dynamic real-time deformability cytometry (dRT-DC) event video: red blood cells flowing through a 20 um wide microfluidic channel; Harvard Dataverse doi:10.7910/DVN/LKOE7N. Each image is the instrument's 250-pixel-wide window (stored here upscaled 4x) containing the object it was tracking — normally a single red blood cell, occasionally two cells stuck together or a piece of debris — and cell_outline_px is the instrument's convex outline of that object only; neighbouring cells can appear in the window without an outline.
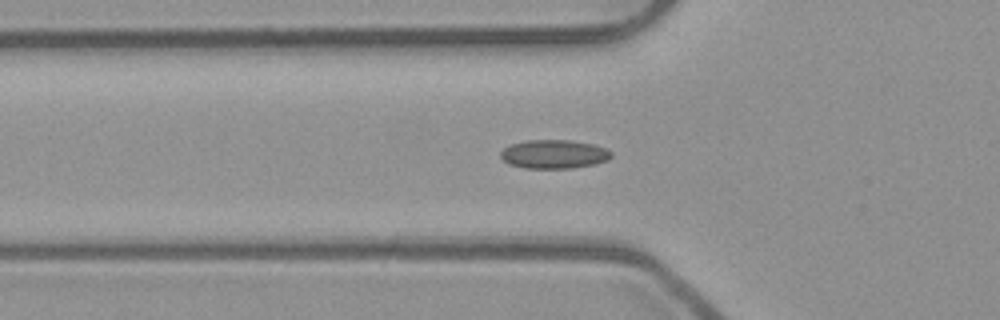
{"species": "common noctule bat (a hibernating species)", "species_latin": "Nyctalus noctula", "temperature_condition": "room temperature", "stored_images_in_passage": 37, "camera_frame_rate_fps": 3000, "um_per_image_px": 0.085, "animal": {"sex": "male", "body_mass_g": 23.1, "forearm_length_mm": 52.7}, "frame": {"image": 1, "passage_image": 3, "time_ms": 0.667, "image_size_px": [1000, 320], "cell_outline_px": [[612, 156], [608, 160], [596, 164], [572, 168], [524, 168], [508, 164], [500, 156], [500, 152], [508, 144], [528, 140], [568, 140], [592, 144], [604, 148], [612, 152]], "centroid_in_image_um": [47.07, 13.11], "position_along_channel_um": 78.7, "area_um2": 18.61}}
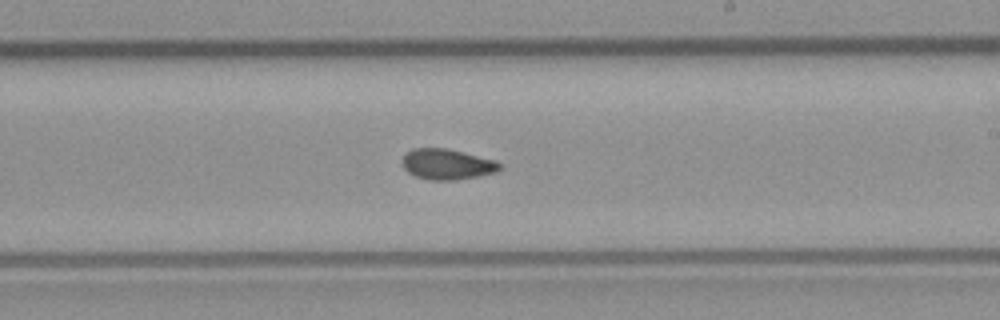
{"frame": {"image": 2, "passage_image": 16, "time_ms": 5.0, "image_size_px": [1000, 320], "cell_outline_px": [[504, 168], [496, 172], [456, 180], [428, 180], [416, 176], [408, 172], [404, 168], [400, 160], [412, 148], [448, 148], [496, 160]], "centroid_in_image_um": [38.01, 13.95], "position_along_channel_um": 251.0, "area_um2": 17.51}}
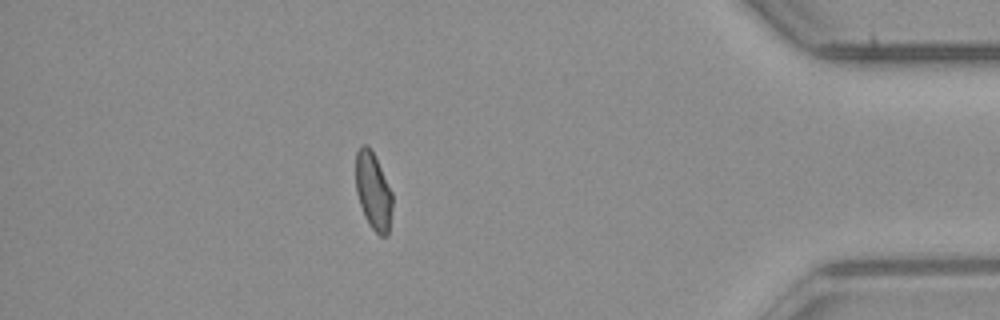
{"frame": {"image": 3, "passage_image": 31, "time_ms": 10.0, "image_size_px": [1000, 320], "cell_outline_px": [[392, 208], [388, 236], [380, 236], [368, 224], [364, 216], [356, 192], [356, 152], [360, 144], [368, 144], [392, 192]], "centroid_in_image_um": [31.71, 16.26], "position_along_channel_um": 403.5, "area_um2": 16.42}, "authors_computed_cell_mechanics": {"area_um2": 16.9932, "velocity_mm_per_s": 3.9608, "shape_relaxation_time_tau1_ms": null, "shape_relaxation_time_tau2_ms": 1.9941, "deformation_change_tau1": null, "deformation_change_tau2": 0.0525}}